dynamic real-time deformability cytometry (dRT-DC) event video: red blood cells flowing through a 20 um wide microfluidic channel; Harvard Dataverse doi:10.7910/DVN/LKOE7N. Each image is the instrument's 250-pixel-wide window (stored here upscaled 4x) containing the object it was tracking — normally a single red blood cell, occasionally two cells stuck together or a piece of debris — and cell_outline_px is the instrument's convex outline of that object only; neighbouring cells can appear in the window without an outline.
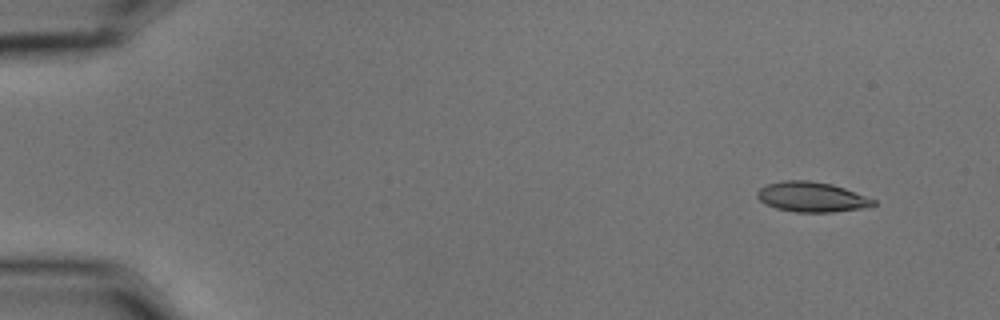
{"species": "common noctule bat (a hibernating species)", "species_latin": "Nyctalus noctula", "temperature_condition": "cold", "stored_images_in_passage": 49, "camera_frame_rate_fps": 3000, "um_per_image_px": 0.085, "animal": {"sex": "male", "body_mass_g": 15.6}, "frame": {"image": 1, "passage_image": 1, "time_ms": 0.0, "image_size_px": [1000, 320], "cell_outline_px": [[876, 204], [860, 208], [832, 212], [796, 212], [776, 208], [764, 204], [756, 196], [756, 192], [760, 188], [768, 184], [784, 180], [812, 180], [832, 184], [844, 188], [876, 200]], "centroid_in_image_um": [68.95, 16.73], "position_along_channel_um": 16.0, "area_um2": 20.23}}
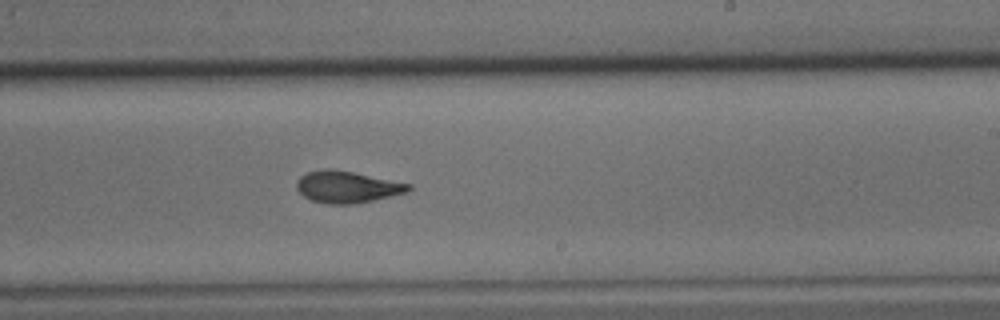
{"frame": {"image": 2, "passage_image": 31, "time_ms": 10.0, "image_size_px": [1000, 320], "cell_outline_px": [[412, 188], [408, 192], [356, 204], [328, 204], [312, 200], [304, 196], [296, 188], [296, 180], [300, 176], [308, 172], [324, 168], [332, 168], [412, 184]], "centroid_in_image_um": [29.5, 15.88], "position_along_channel_um": 259.5, "area_um2": 20.75}}
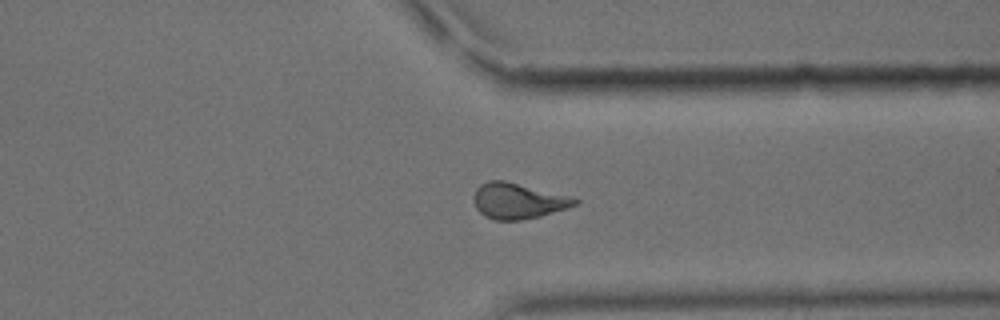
{"frame": {"image": 3, "passage_image": 40, "time_ms": 13.0, "image_size_px": [1000, 320], "cell_outline_px": [[580, 200], [576, 204], [540, 216], [520, 220], [496, 220], [484, 216], [476, 208], [472, 200], [472, 196], [476, 188], [480, 184], [488, 180], [504, 180], [568, 196]], "centroid_in_image_um": [43.93, 17.07], "position_along_channel_um": 367.5, "area_um2": 20.81}}